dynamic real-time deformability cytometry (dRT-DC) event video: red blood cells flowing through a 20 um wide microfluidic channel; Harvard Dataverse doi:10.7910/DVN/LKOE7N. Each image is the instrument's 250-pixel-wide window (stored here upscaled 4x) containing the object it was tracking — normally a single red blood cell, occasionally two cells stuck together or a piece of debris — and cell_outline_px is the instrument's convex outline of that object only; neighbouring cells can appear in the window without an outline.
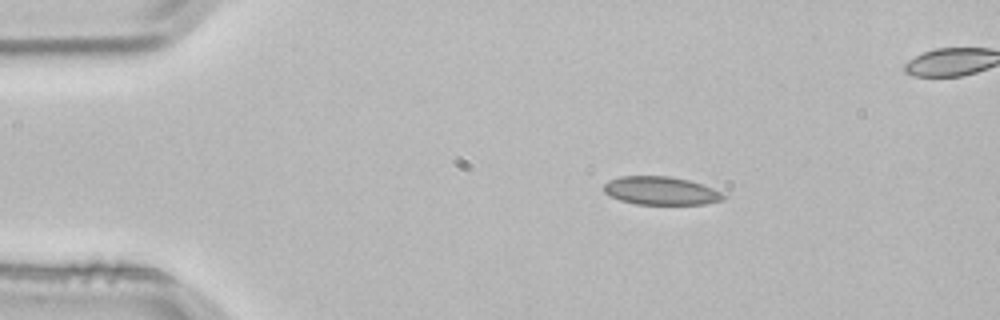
{"species": "common noctule bat (a hibernating species)", "species_latin": "Nyctalus noctula", "temperature_condition": "room temperature", "stored_images_in_passage": 3, "camera_frame_rate_fps": 3000, "um_per_image_px": 0.085, "animal": {"sex": "male", "body_mass_g": 21.5, "forearm_length_mm": 52.0}, "frame": {"image": 1, "passage_image": 1, "time_ms": 0.0, "image_size_px": [1000, 320], "cell_outline_px": [[728, 196], [724, 200], [704, 204], [636, 204], [620, 200], [608, 196], [604, 192], [604, 184], [608, 180], [620, 176], [668, 176], [688, 180], [712, 188]], "centroid_in_image_um": [56.15, 16.22], "position_along_channel_um": 28.9, "area_um2": 19.71}}